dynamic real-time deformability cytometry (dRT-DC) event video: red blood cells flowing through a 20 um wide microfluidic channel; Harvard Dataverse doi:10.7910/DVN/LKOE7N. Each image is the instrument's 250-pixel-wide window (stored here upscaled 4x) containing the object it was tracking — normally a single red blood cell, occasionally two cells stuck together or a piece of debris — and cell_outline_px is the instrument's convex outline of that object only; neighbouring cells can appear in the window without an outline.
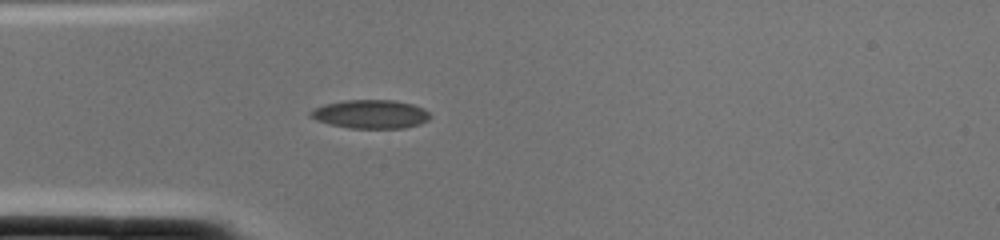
{"species": "common noctule bat (a hibernating species)", "species_latin": "Nyctalus noctula", "temperature_condition": "cold", "stored_images_in_passage": 2, "camera_frame_rate_fps": 3000, "um_per_image_px": 0.085, "animal": {"sex": "female", "body_mass_g": 22.0, "forearm_length_mm": 56.7}, "frame": {"image": 1, "passage_image": 2, "time_ms": 0.333, "image_size_px": [1000, 240], "cell_outline_px": [[432, 116], [428, 120], [420, 124], [404, 128], [348, 128], [328, 124], [316, 120], [308, 116], [308, 112], [312, 108], [324, 104], [344, 100], [392, 100], [412, 104], [424, 108]], "centroid_in_image_um": [31.46, 9.7], "position_along_channel_um": 53.5, "area_um2": 20.23}}